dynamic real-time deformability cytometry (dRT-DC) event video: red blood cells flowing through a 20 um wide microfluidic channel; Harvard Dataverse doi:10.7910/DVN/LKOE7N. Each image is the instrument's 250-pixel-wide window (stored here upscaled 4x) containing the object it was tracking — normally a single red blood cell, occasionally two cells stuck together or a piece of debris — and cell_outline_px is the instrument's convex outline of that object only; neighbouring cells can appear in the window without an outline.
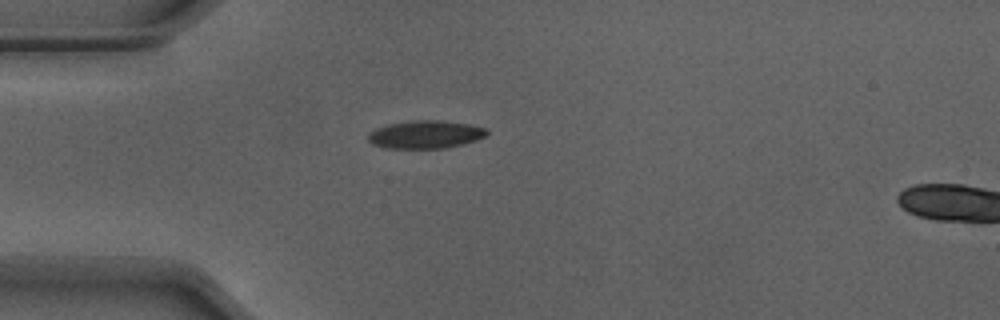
{"species": "Egyptian fruit bat (a non-hibernating species)", "species_latin": "Rousettus aegyptiacus", "temperature_condition": "warm", "stored_images_in_passage": 39, "camera_frame_rate_fps": 3000, "um_per_image_px": 0.085, "animal": {"sex": "male"}, "frame": {"image": 1, "passage_image": 1, "time_ms": 0.0, "image_size_px": [1000, 320], "cell_outline_px": [[488, 132], [484, 136], [476, 140], [464, 144], [444, 148], [384, 148], [372, 144], [368, 140], [368, 136], [376, 128], [388, 124], [412, 120], [440, 120], [468, 124], [488, 128]], "centroid_in_image_um": [36.17, 11.43], "position_along_channel_um": 48.8, "area_um2": 19.31}}
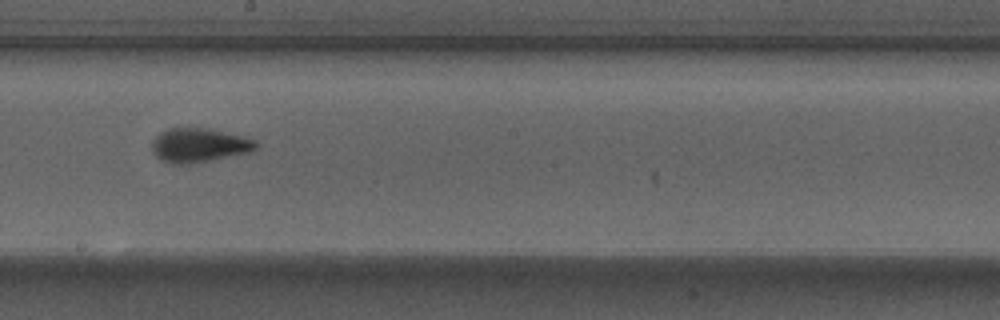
{"frame": {"image": 2, "passage_image": 16, "time_ms": 5.0, "image_size_px": [1000, 320], "cell_outline_px": [[260, 144], [252, 152], [188, 164], [172, 164], [156, 156], [152, 152], [152, 140], [160, 132], [168, 128], [204, 128], [244, 136], [256, 140]], "centroid_in_image_um": [16.94, 12.34], "position_along_channel_um": 231.3, "area_um2": 20.63}}
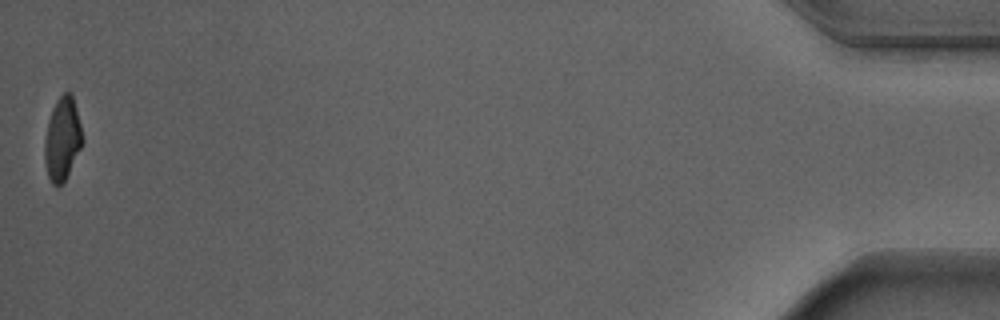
{"frame": {"image": 3, "passage_image": 39, "time_ms": 12.667, "image_size_px": [1000, 320], "cell_outline_px": [[84, 140], [64, 180], [56, 188], [52, 184], [48, 176], [44, 164], [44, 140], [48, 120], [52, 108], [56, 100], [64, 92], [68, 92], [72, 96], [80, 124]], "centroid_in_image_um": [5.27, 11.81], "position_along_channel_um": 429.9, "area_um2": 18.09}, "authors_computed_cell_mechanics": {"area_um2": 19.5942, "velocity_mm_per_s": 3.906, "shape_relaxation_time_tau1_ms": 2.9972, "shape_relaxation_time_tau2_ms": 1.1749, "deformation_change_tau1": 0.1754, "deformation_change_tau2": 0.0861}}